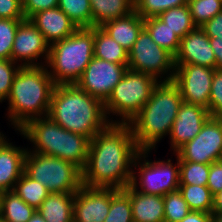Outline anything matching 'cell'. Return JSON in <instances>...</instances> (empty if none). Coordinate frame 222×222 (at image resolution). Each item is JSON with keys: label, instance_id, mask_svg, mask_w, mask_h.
I'll list each match as a JSON object with an SVG mask.
<instances>
[{"label": "cell", "instance_id": "9", "mask_svg": "<svg viewBox=\"0 0 222 222\" xmlns=\"http://www.w3.org/2000/svg\"><path fill=\"white\" fill-rule=\"evenodd\" d=\"M151 151L152 149H146L138 153L133 163L130 185L141 193L161 196L179 189L178 156L174 155L177 159L176 165L171 162V159L153 161L148 159Z\"/></svg>", "mask_w": 222, "mask_h": 222}, {"label": "cell", "instance_id": "40", "mask_svg": "<svg viewBox=\"0 0 222 222\" xmlns=\"http://www.w3.org/2000/svg\"><path fill=\"white\" fill-rule=\"evenodd\" d=\"M25 19H29L36 12L58 6L59 0H22Z\"/></svg>", "mask_w": 222, "mask_h": 222}, {"label": "cell", "instance_id": "5", "mask_svg": "<svg viewBox=\"0 0 222 222\" xmlns=\"http://www.w3.org/2000/svg\"><path fill=\"white\" fill-rule=\"evenodd\" d=\"M18 132L33 144L27 151L61 158L81 171L85 167L91 139L64 129L49 116L30 120Z\"/></svg>", "mask_w": 222, "mask_h": 222}, {"label": "cell", "instance_id": "12", "mask_svg": "<svg viewBox=\"0 0 222 222\" xmlns=\"http://www.w3.org/2000/svg\"><path fill=\"white\" fill-rule=\"evenodd\" d=\"M215 70L195 64L175 65L172 81L179 87L183 101L208 109Z\"/></svg>", "mask_w": 222, "mask_h": 222}, {"label": "cell", "instance_id": "47", "mask_svg": "<svg viewBox=\"0 0 222 222\" xmlns=\"http://www.w3.org/2000/svg\"><path fill=\"white\" fill-rule=\"evenodd\" d=\"M213 222H222V213H212Z\"/></svg>", "mask_w": 222, "mask_h": 222}, {"label": "cell", "instance_id": "21", "mask_svg": "<svg viewBox=\"0 0 222 222\" xmlns=\"http://www.w3.org/2000/svg\"><path fill=\"white\" fill-rule=\"evenodd\" d=\"M100 28L129 51L144 28V19L136 11H133L122 18L106 21Z\"/></svg>", "mask_w": 222, "mask_h": 222}, {"label": "cell", "instance_id": "23", "mask_svg": "<svg viewBox=\"0 0 222 222\" xmlns=\"http://www.w3.org/2000/svg\"><path fill=\"white\" fill-rule=\"evenodd\" d=\"M92 27H100L106 21L122 18L135 11L134 0H89Z\"/></svg>", "mask_w": 222, "mask_h": 222}, {"label": "cell", "instance_id": "25", "mask_svg": "<svg viewBox=\"0 0 222 222\" xmlns=\"http://www.w3.org/2000/svg\"><path fill=\"white\" fill-rule=\"evenodd\" d=\"M36 211L13 190L0 193V217L3 222H28Z\"/></svg>", "mask_w": 222, "mask_h": 222}, {"label": "cell", "instance_id": "42", "mask_svg": "<svg viewBox=\"0 0 222 222\" xmlns=\"http://www.w3.org/2000/svg\"><path fill=\"white\" fill-rule=\"evenodd\" d=\"M201 28L209 38L222 41V11L202 25Z\"/></svg>", "mask_w": 222, "mask_h": 222}, {"label": "cell", "instance_id": "15", "mask_svg": "<svg viewBox=\"0 0 222 222\" xmlns=\"http://www.w3.org/2000/svg\"><path fill=\"white\" fill-rule=\"evenodd\" d=\"M116 190L82 185L75 193L73 222H103L110 209L112 194Z\"/></svg>", "mask_w": 222, "mask_h": 222}, {"label": "cell", "instance_id": "22", "mask_svg": "<svg viewBox=\"0 0 222 222\" xmlns=\"http://www.w3.org/2000/svg\"><path fill=\"white\" fill-rule=\"evenodd\" d=\"M75 193H49L37 209L46 222H73Z\"/></svg>", "mask_w": 222, "mask_h": 222}, {"label": "cell", "instance_id": "29", "mask_svg": "<svg viewBox=\"0 0 222 222\" xmlns=\"http://www.w3.org/2000/svg\"><path fill=\"white\" fill-rule=\"evenodd\" d=\"M179 190L191 211L212 214L213 195L207 186L180 184Z\"/></svg>", "mask_w": 222, "mask_h": 222}, {"label": "cell", "instance_id": "7", "mask_svg": "<svg viewBox=\"0 0 222 222\" xmlns=\"http://www.w3.org/2000/svg\"><path fill=\"white\" fill-rule=\"evenodd\" d=\"M158 83L159 81L155 77L128 68L104 102L109 121L128 124L150 99L152 91ZM111 114L116 115V120Z\"/></svg>", "mask_w": 222, "mask_h": 222}, {"label": "cell", "instance_id": "41", "mask_svg": "<svg viewBox=\"0 0 222 222\" xmlns=\"http://www.w3.org/2000/svg\"><path fill=\"white\" fill-rule=\"evenodd\" d=\"M207 187L213 196L222 191V160L210 164Z\"/></svg>", "mask_w": 222, "mask_h": 222}, {"label": "cell", "instance_id": "45", "mask_svg": "<svg viewBox=\"0 0 222 222\" xmlns=\"http://www.w3.org/2000/svg\"><path fill=\"white\" fill-rule=\"evenodd\" d=\"M212 213H222V191L213 196Z\"/></svg>", "mask_w": 222, "mask_h": 222}, {"label": "cell", "instance_id": "37", "mask_svg": "<svg viewBox=\"0 0 222 222\" xmlns=\"http://www.w3.org/2000/svg\"><path fill=\"white\" fill-rule=\"evenodd\" d=\"M21 66L11 59H0V103L10 95L13 79Z\"/></svg>", "mask_w": 222, "mask_h": 222}, {"label": "cell", "instance_id": "19", "mask_svg": "<svg viewBox=\"0 0 222 222\" xmlns=\"http://www.w3.org/2000/svg\"><path fill=\"white\" fill-rule=\"evenodd\" d=\"M29 20L43 34L50 45L65 39L78 29L58 6L38 11Z\"/></svg>", "mask_w": 222, "mask_h": 222}, {"label": "cell", "instance_id": "39", "mask_svg": "<svg viewBox=\"0 0 222 222\" xmlns=\"http://www.w3.org/2000/svg\"><path fill=\"white\" fill-rule=\"evenodd\" d=\"M0 19H25L22 0H0Z\"/></svg>", "mask_w": 222, "mask_h": 222}, {"label": "cell", "instance_id": "43", "mask_svg": "<svg viewBox=\"0 0 222 222\" xmlns=\"http://www.w3.org/2000/svg\"><path fill=\"white\" fill-rule=\"evenodd\" d=\"M180 222H213L212 214L190 211Z\"/></svg>", "mask_w": 222, "mask_h": 222}, {"label": "cell", "instance_id": "26", "mask_svg": "<svg viewBox=\"0 0 222 222\" xmlns=\"http://www.w3.org/2000/svg\"><path fill=\"white\" fill-rule=\"evenodd\" d=\"M144 28L149 32L153 41L173 56L179 50L180 38L158 17L144 19Z\"/></svg>", "mask_w": 222, "mask_h": 222}, {"label": "cell", "instance_id": "1", "mask_svg": "<svg viewBox=\"0 0 222 222\" xmlns=\"http://www.w3.org/2000/svg\"><path fill=\"white\" fill-rule=\"evenodd\" d=\"M139 152L130 126L111 123L90 140L82 185L126 188L131 183L133 163Z\"/></svg>", "mask_w": 222, "mask_h": 222}, {"label": "cell", "instance_id": "17", "mask_svg": "<svg viewBox=\"0 0 222 222\" xmlns=\"http://www.w3.org/2000/svg\"><path fill=\"white\" fill-rule=\"evenodd\" d=\"M174 63L195 64L216 69V58L209 37L201 27H196L180 40Z\"/></svg>", "mask_w": 222, "mask_h": 222}, {"label": "cell", "instance_id": "32", "mask_svg": "<svg viewBox=\"0 0 222 222\" xmlns=\"http://www.w3.org/2000/svg\"><path fill=\"white\" fill-rule=\"evenodd\" d=\"M209 170V164L179 161L180 184L207 186Z\"/></svg>", "mask_w": 222, "mask_h": 222}, {"label": "cell", "instance_id": "2", "mask_svg": "<svg viewBox=\"0 0 222 222\" xmlns=\"http://www.w3.org/2000/svg\"><path fill=\"white\" fill-rule=\"evenodd\" d=\"M48 116L64 129L90 139L111 124L104 102L76 84L55 85Z\"/></svg>", "mask_w": 222, "mask_h": 222}, {"label": "cell", "instance_id": "6", "mask_svg": "<svg viewBox=\"0 0 222 222\" xmlns=\"http://www.w3.org/2000/svg\"><path fill=\"white\" fill-rule=\"evenodd\" d=\"M94 57V27L78 28L50 45L46 63L55 85L75 84Z\"/></svg>", "mask_w": 222, "mask_h": 222}, {"label": "cell", "instance_id": "33", "mask_svg": "<svg viewBox=\"0 0 222 222\" xmlns=\"http://www.w3.org/2000/svg\"><path fill=\"white\" fill-rule=\"evenodd\" d=\"M187 5L196 27H201L222 11V0H188Z\"/></svg>", "mask_w": 222, "mask_h": 222}, {"label": "cell", "instance_id": "13", "mask_svg": "<svg viewBox=\"0 0 222 222\" xmlns=\"http://www.w3.org/2000/svg\"><path fill=\"white\" fill-rule=\"evenodd\" d=\"M127 69L128 66L93 57L75 84L90 96L105 102Z\"/></svg>", "mask_w": 222, "mask_h": 222}, {"label": "cell", "instance_id": "20", "mask_svg": "<svg viewBox=\"0 0 222 222\" xmlns=\"http://www.w3.org/2000/svg\"><path fill=\"white\" fill-rule=\"evenodd\" d=\"M123 190L130 196L134 222H164V198L144 194L128 185Z\"/></svg>", "mask_w": 222, "mask_h": 222}, {"label": "cell", "instance_id": "46", "mask_svg": "<svg viewBox=\"0 0 222 222\" xmlns=\"http://www.w3.org/2000/svg\"><path fill=\"white\" fill-rule=\"evenodd\" d=\"M28 222H46V220L39 214L38 211L28 220Z\"/></svg>", "mask_w": 222, "mask_h": 222}, {"label": "cell", "instance_id": "14", "mask_svg": "<svg viewBox=\"0 0 222 222\" xmlns=\"http://www.w3.org/2000/svg\"><path fill=\"white\" fill-rule=\"evenodd\" d=\"M50 44L29 19L22 20L16 31L11 60L20 66L46 65ZM41 62H38V60Z\"/></svg>", "mask_w": 222, "mask_h": 222}, {"label": "cell", "instance_id": "35", "mask_svg": "<svg viewBox=\"0 0 222 222\" xmlns=\"http://www.w3.org/2000/svg\"><path fill=\"white\" fill-rule=\"evenodd\" d=\"M135 11L143 18L157 17L164 11L187 4L188 0H134Z\"/></svg>", "mask_w": 222, "mask_h": 222}, {"label": "cell", "instance_id": "30", "mask_svg": "<svg viewBox=\"0 0 222 222\" xmlns=\"http://www.w3.org/2000/svg\"><path fill=\"white\" fill-rule=\"evenodd\" d=\"M58 7L71 19L77 28H92L89 0H59Z\"/></svg>", "mask_w": 222, "mask_h": 222}, {"label": "cell", "instance_id": "38", "mask_svg": "<svg viewBox=\"0 0 222 222\" xmlns=\"http://www.w3.org/2000/svg\"><path fill=\"white\" fill-rule=\"evenodd\" d=\"M208 112L211 117L222 118V70L216 69L214 72Z\"/></svg>", "mask_w": 222, "mask_h": 222}, {"label": "cell", "instance_id": "3", "mask_svg": "<svg viewBox=\"0 0 222 222\" xmlns=\"http://www.w3.org/2000/svg\"><path fill=\"white\" fill-rule=\"evenodd\" d=\"M182 102L179 87L172 80L159 81L150 99L128 123L140 150H154L158 142L170 135Z\"/></svg>", "mask_w": 222, "mask_h": 222}, {"label": "cell", "instance_id": "18", "mask_svg": "<svg viewBox=\"0 0 222 222\" xmlns=\"http://www.w3.org/2000/svg\"><path fill=\"white\" fill-rule=\"evenodd\" d=\"M3 134L0 138V193L13 190L24 173V161L28 147H18Z\"/></svg>", "mask_w": 222, "mask_h": 222}, {"label": "cell", "instance_id": "24", "mask_svg": "<svg viewBox=\"0 0 222 222\" xmlns=\"http://www.w3.org/2000/svg\"><path fill=\"white\" fill-rule=\"evenodd\" d=\"M94 57L128 66V51L100 27H94Z\"/></svg>", "mask_w": 222, "mask_h": 222}, {"label": "cell", "instance_id": "4", "mask_svg": "<svg viewBox=\"0 0 222 222\" xmlns=\"http://www.w3.org/2000/svg\"><path fill=\"white\" fill-rule=\"evenodd\" d=\"M54 87L46 65L18 69L7 98V119L15 132L32 119L48 116Z\"/></svg>", "mask_w": 222, "mask_h": 222}, {"label": "cell", "instance_id": "16", "mask_svg": "<svg viewBox=\"0 0 222 222\" xmlns=\"http://www.w3.org/2000/svg\"><path fill=\"white\" fill-rule=\"evenodd\" d=\"M210 117L208 109L183 101L169 135L170 151H173L174 154L180 147L197 136Z\"/></svg>", "mask_w": 222, "mask_h": 222}, {"label": "cell", "instance_id": "44", "mask_svg": "<svg viewBox=\"0 0 222 222\" xmlns=\"http://www.w3.org/2000/svg\"><path fill=\"white\" fill-rule=\"evenodd\" d=\"M209 41L216 58V69L222 70V41H215L213 38H209Z\"/></svg>", "mask_w": 222, "mask_h": 222}, {"label": "cell", "instance_id": "31", "mask_svg": "<svg viewBox=\"0 0 222 222\" xmlns=\"http://www.w3.org/2000/svg\"><path fill=\"white\" fill-rule=\"evenodd\" d=\"M103 222H134L130 196L123 189L112 194L110 209Z\"/></svg>", "mask_w": 222, "mask_h": 222}, {"label": "cell", "instance_id": "8", "mask_svg": "<svg viewBox=\"0 0 222 222\" xmlns=\"http://www.w3.org/2000/svg\"><path fill=\"white\" fill-rule=\"evenodd\" d=\"M24 173L50 193H76L82 186V171L76 165L37 152L27 151Z\"/></svg>", "mask_w": 222, "mask_h": 222}, {"label": "cell", "instance_id": "10", "mask_svg": "<svg viewBox=\"0 0 222 222\" xmlns=\"http://www.w3.org/2000/svg\"><path fill=\"white\" fill-rule=\"evenodd\" d=\"M128 68L155 77L158 81H171L174 77V56L157 45L143 28L128 51Z\"/></svg>", "mask_w": 222, "mask_h": 222}, {"label": "cell", "instance_id": "27", "mask_svg": "<svg viewBox=\"0 0 222 222\" xmlns=\"http://www.w3.org/2000/svg\"><path fill=\"white\" fill-rule=\"evenodd\" d=\"M157 17L174 31L180 39L196 28L187 4L170 8Z\"/></svg>", "mask_w": 222, "mask_h": 222}, {"label": "cell", "instance_id": "28", "mask_svg": "<svg viewBox=\"0 0 222 222\" xmlns=\"http://www.w3.org/2000/svg\"><path fill=\"white\" fill-rule=\"evenodd\" d=\"M13 191L29 206L36 210L50 193L47 188L23 173L15 183Z\"/></svg>", "mask_w": 222, "mask_h": 222}, {"label": "cell", "instance_id": "34", "mask_svg": "<svg viewBox=\"0 0 222 222\" xmlns=\"http://www.w3.org/2000/svg\"><path fill=\"white\" fill-rule=\"evenodd\" d=\"M164 198V222H180L191 210L179 189L167 193Z\"/></svg>", "mask_w": 222, "mask_h": 222}, {"label": "cell", "instance_id": "36", "mask_svg": "<svg viewBox=\"0 0 222 222\" xmlns=\"http://www.w3.org/2000/svg\"><path fill=\"white\" fill-rule=\"evenodd\" d=\"M24 19H0V59H11L19 23Z\"/></svg>", "mask_w": 222, "mask_h": 222}, {"label": "cell", "instance_id": "11", "mask_svg": "<svg viewBox=\"0 0 222 222\" xmlns=\"http://www.w3.org/2000/svg\"><path fill=\"white\" fill-rule=\"evenodd\" d=\"M174 154L179 161L211 164L222 160V118L210 117L201 131Z\"/></svg>", "mask_w": 222, "mask_h": 222}]
</instances>
